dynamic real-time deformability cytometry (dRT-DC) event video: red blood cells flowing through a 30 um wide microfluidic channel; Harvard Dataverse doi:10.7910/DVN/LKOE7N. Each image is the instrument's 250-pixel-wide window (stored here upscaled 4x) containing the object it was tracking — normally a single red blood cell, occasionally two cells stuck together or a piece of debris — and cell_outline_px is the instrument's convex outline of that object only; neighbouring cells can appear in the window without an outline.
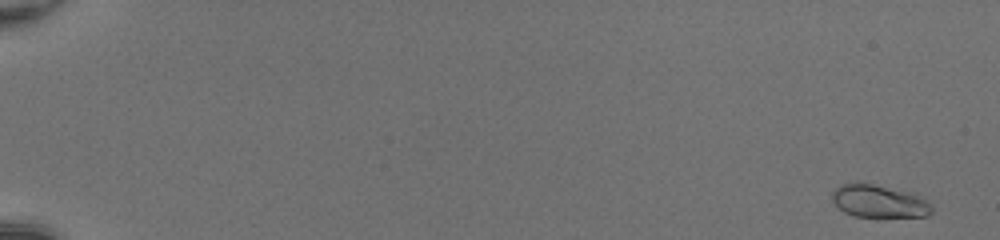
{"species": "common noctule bat (a hibernating species)", "species_latin": "Nyctalus noctula", "temperature_condition": "room temperature", "stored_images_in_passage": 52, "camera_frame_rate_fps": 3000, "um_per_image_px": 0.085, "animal": {"sex": "female", "body_mass_g": 20.0, "forearm_length_mm": 54.0}, "frame": {"image": 1, "passage_image": 2, "time_ms": 0.333, "image_size_px": [1000, 240], "cell_outline_px": [[932, 212], [928, 216], [876, 220], [852, 216], [844, 212], [832, 200], [832, 192], [840, 184], [856, 180], [916, 192], [924, 196], [932, 204]], "centroid_in_image_um": [74.78, 17.12], "position_along_channel_um": 10.2, "area_um2": 20.81}}
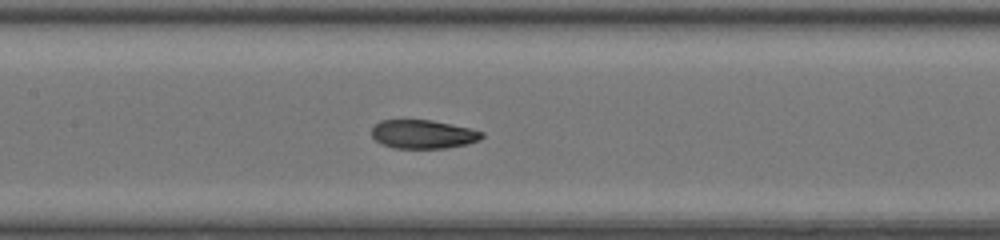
{"frame": {"image": 2, "passage_image": 28, "time_ms": 9.0, "image_size_px": [1000, 240], "cell_outline_px": [[484, 136], [480, 140], [468, 144], [444, 148], [392, 148], [380, 144], [372, 136], [372, 128], [380, 120], [432, 120], [472, 128], [484, 132]], "centroid_in_image_um": [35.99, 11.41], "position_along_channel_um": 171.4, "area_um2": 18.61}}
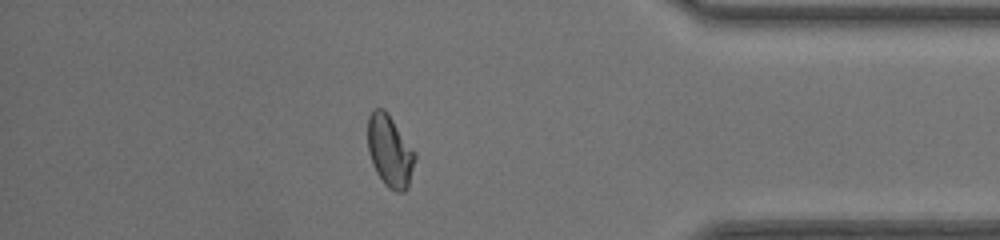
{"frame": {"image": 3, "passage_image": 46, "time_ms": 15.0, "image_size_px": [1000, 240], "cell_outline_px": [[416, 156], [408, 188], [404, 192], [396, 192], [388, 188], [384, 184], [376, 172], [372, 164], [368, 152], [368, 116], [372, 108], [384, 108], [388, 112], [416, 152]], "centroid_in_image_um": [33.13, 12.82], "position_along_channel_um": 402.1, "area_um2": 20.11}, "authors_computed_cell_mechanics": {"area_um2": 18.8139, "velocity_mm_per_s": 4.2304, "shape_relaxation_time_tau1_ms": 5.1235, "shape_relaxation_time_tau2_ms": 1.4819, "deformation_change_tau1": 0.1611, "deformation_change_tau2": 0.0553}}